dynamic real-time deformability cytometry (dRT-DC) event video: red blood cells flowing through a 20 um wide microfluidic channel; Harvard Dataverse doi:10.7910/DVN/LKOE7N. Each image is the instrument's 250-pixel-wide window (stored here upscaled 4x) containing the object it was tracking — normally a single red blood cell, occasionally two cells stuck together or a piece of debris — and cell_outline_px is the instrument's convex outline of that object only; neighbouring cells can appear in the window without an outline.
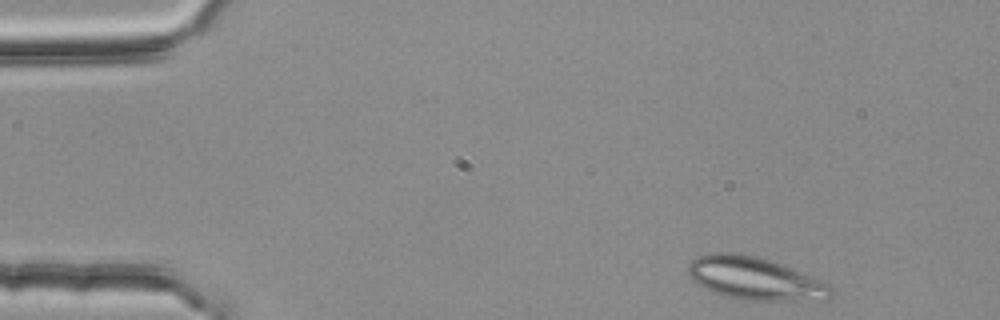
{"species": "common noctule bat (a hibernating species)", "species_latin": "Nyctalus noctula", "temperature_condition": "room temperature", "stored_images_in_passage": 45, "segment_of_instrument_passage": [1, 2], "camera_frame_rate_fps": 3000, "um_per_image_px": 0.085, "animal": {"sex": "female", "body_mass_g": 25.1}, "frame": {"image": 1, "passage_image": 1, "time_ms": 0.0, "image_size_px": [1000, 320], "cell_outline_px": [[836, 288], [832, 296], [828, 300], [748, 300], [724, 296], [712, 292], [696, 284], [688, 276], [688, 264], [692, 260], [700, 256], [712, 252], [736, 252], [760, 256], [780, 264], [828, 284]], "centroid_in_image_um": [64.14, 23.67], "position_along_channel_um": 20.9, "area_um2": 35.72}}